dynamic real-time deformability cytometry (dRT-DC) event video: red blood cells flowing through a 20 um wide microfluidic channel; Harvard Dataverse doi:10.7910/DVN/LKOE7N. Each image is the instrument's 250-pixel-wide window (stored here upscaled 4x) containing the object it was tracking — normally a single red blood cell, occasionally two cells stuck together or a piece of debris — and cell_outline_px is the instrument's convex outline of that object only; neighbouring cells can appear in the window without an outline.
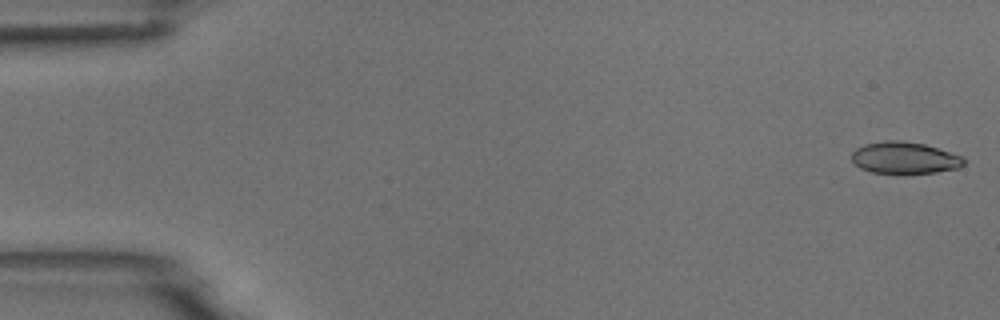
{"species": "common noctule bat (a hibernating species)", "species_latin": "Nyctalus noctula", "temperature_condition": "room temperature", "stored_images_in_passage": 54, "camera_frame_rate_fps": 3000, "um_per_image_px": 0.085, "animal": {"sex": "male", "body_mass_g": 18.8}, "frame": {"image": 1, "passage_image": 1, "time_ms": 0.0, "image_size_px": [1000, 320], "cell_outline_px": [[968, 160], [960, 168], [936, 172], [904, 176], [872, 172], [860, 168], [852, 160], [852, 152], [856, 148], [864, 144], [884, 140], [900, 140], [924, 144], [964, 156]], "centroid_in_image_um": [76.92, 13.45], "position_along_channel_um": 8.1, "area_um2": 21.62}}
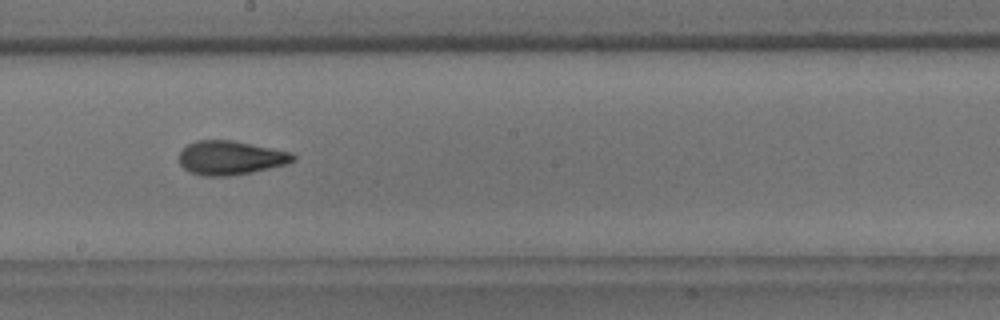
{"frame": {"image": 2, "passage_image": 30, "time_ms": 9.667, "image_size_px": [1000, 320], "cell_outline_px": [[296, 160], [284, 164], [252, 172], [228, 176], [204, 176], [188, 172], [180, 164], [180, 152], [188, 144], [196, 140], [232, 140], [292, 152], [296, 156]], "centroid_in_image_um": [19.58, 13.41], "position_along_channel_um": 228.6, "area_um2": 22.48}}
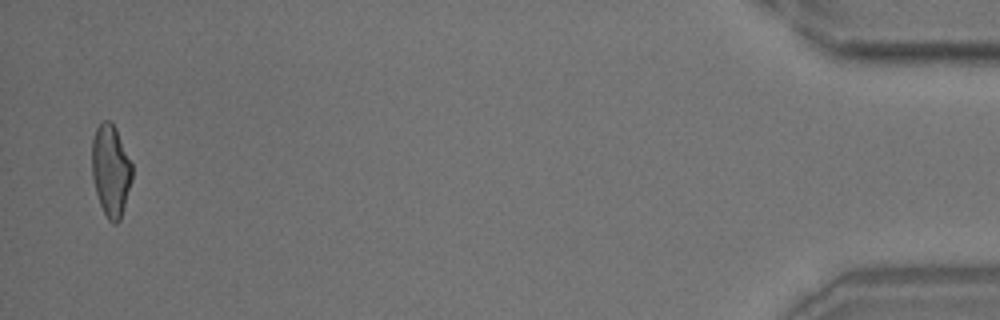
{"frame": {"image": 3, "passage_image": 53, "time_ms": 17.333, "image_size_px": [1000, 320], "cell_outline_px": [[132, 180], [120, 220], [116, 224], [112, 224], [108, 220], [100, 204], [96, 192], [92, 176], [92, 140], [96, 128], [100, 120], [108, 120], [116, 128], [132, 164]], "centroid_in_image_um": [9.41, 14.48], "position_along_channel_um": 425.8, "area_um2": 21.5}, "authors_computed_cell_mechanics": {"area_um2": 21.7906, "velocity_mm_per_s": 3.7056, "shape_relaxation_time_tau1_ms": 5.2301, "shape_relaxation_time_tau2_ms": 1.8588, "deformation_change_tau1": 0.1694, "deformation_change_tau2": 0.0873}}